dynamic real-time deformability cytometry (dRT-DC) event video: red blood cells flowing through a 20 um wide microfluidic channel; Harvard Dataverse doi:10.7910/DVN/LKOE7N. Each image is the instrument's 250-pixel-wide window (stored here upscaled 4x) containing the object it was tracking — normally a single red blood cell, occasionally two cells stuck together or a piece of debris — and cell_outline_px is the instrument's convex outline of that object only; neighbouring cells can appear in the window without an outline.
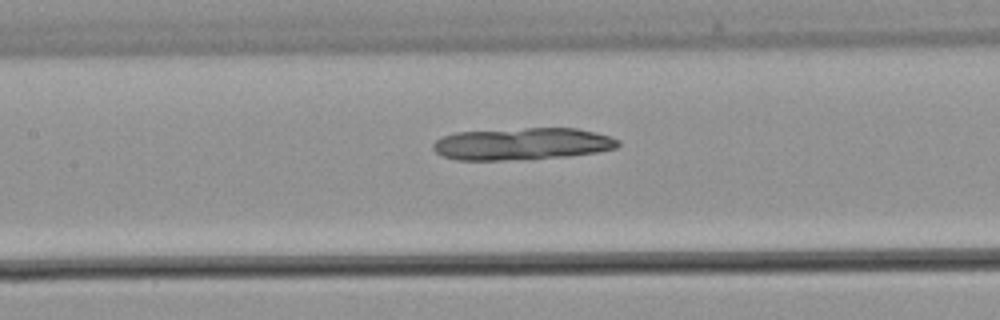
{"species": "common noctule bat (a hibernating species)", "species_latin": "Nyctalus noctula", "temperature_condition": "warm", "stored_images_in_passage": 41, "camera_frame_rate_fps": 3000, "um_per_image_px": 0.085, "animal": {"sex": "male", "body_mass_g": 21.5, "forearm_length_mm": 52.0}, "frame": {"image": 1, "passage_image": 19, "time_ms": 6.0, "image_size_px": [1000, 320], "cell_outline_px": [[620, 144], [616, 148], [596, 152], [568, 156], [504, 160], [456, 160], [444, 156], [436, 152], [432, 148], [432, 144], [436, 140], [444, 136], [456, 132], [524, 128], [576, 128], [596, 132], [620, 140]], "centroid_in_image_um": [44.38, 12.22], "position_along_channel_um": 163.0, "area_um2": 34.51}}
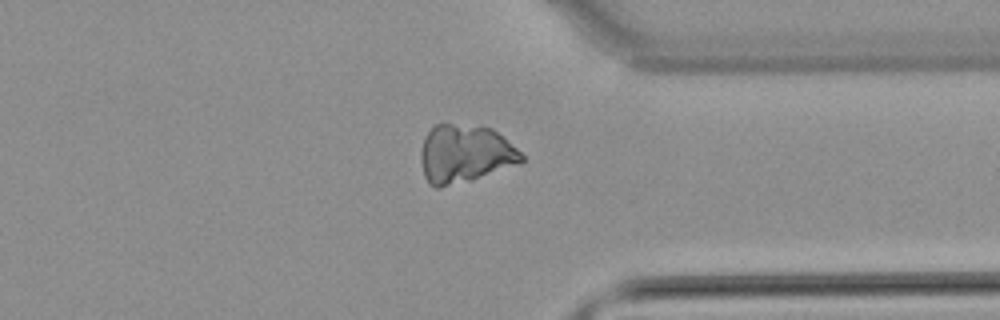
{"frame": {"image": 2, "passage_image": 33, "time_ms": 10.667, "image_size_px": [1000, 320], "cell_outline_px": [[524, 160], [520, 164], [472, 180], [440, 188], [436, 188], [428, 184], [424, 176], [420, 160], [420, 152], [424, 136], [436, 124], [452, 124], [492, 128], [516, 148], [524, 156]], "centroid_in_image_um": [39.49, 13.11], "position_along_channel_um": 371.9, "area_um2": 34.22}}